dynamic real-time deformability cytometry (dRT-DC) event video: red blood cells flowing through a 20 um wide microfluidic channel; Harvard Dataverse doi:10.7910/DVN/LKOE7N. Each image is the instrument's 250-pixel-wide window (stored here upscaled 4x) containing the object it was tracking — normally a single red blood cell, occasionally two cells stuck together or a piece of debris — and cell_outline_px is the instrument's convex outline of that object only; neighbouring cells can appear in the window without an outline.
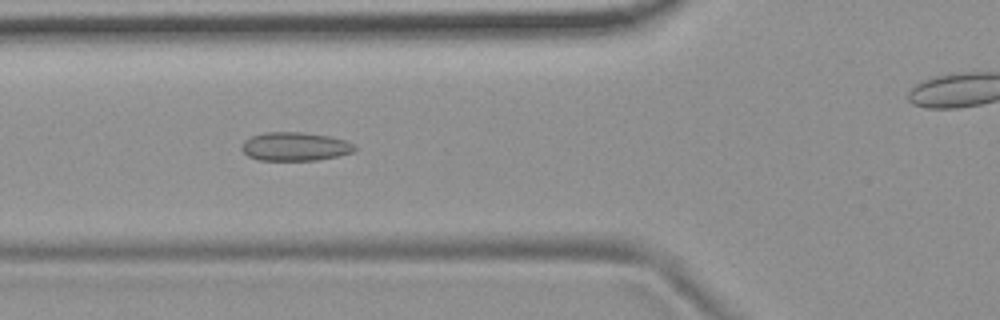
{"species": "common noctule bat (a hibernating species)", "species_latin": "Nyctalus noctula", "temperature_condition": "room temperature", "stored_images_in_passage": 7, "segment_of_instrument_passage": [1, 2], "camera_frame_rate_fps": 3000, "um_per_image_px": 0.085, "animal": {"sex": "female", "body_mass_g": 19.9}, "frame": {"image": 1, "passage_image": 5, "time_ms": 1.333, "image_size_px": [1000, 320], "cell_outline_px": [[356, 148], [352, 152], [340, 156], [316, 160], [256, 160], [248, 156], [240, 148], [244, 140], [252, 136], [264, 132], [304, 132], [328, 136], [344, 140], [352, 144]], "centroid_in_image_um": [25.04, 12.46], "position_along_channel_um": 100.8, "area_um2": 18.84}}
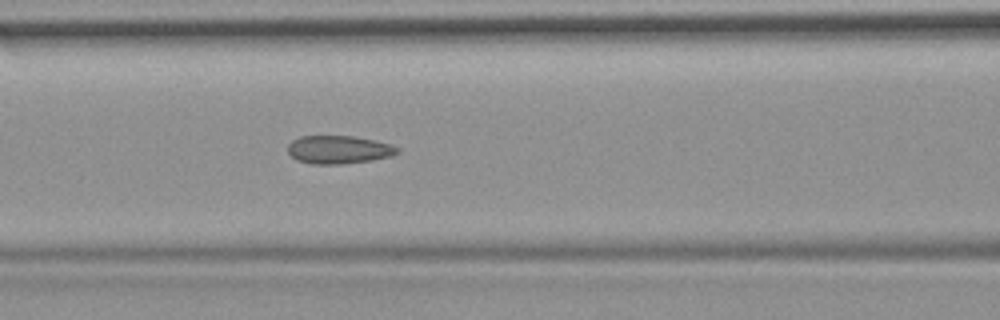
{"frame": {"image": 2, "passage_image": 6, "time_ms": 1.667, "image_size_px": [1000, 320], "cell_outline_px": [[400, 152], [392, 156], [372, 160], [344, 164], [312, 164], [296, 160], [288, 152], [288, 144], [292, 140], [300, 136], [352, 136], [376, 140], [392, 144], [400, 148]], "centroid_in_image_um": [28.82, 12.72], "position_along_channel_um": 137.8, "area_um2": 18.21}}